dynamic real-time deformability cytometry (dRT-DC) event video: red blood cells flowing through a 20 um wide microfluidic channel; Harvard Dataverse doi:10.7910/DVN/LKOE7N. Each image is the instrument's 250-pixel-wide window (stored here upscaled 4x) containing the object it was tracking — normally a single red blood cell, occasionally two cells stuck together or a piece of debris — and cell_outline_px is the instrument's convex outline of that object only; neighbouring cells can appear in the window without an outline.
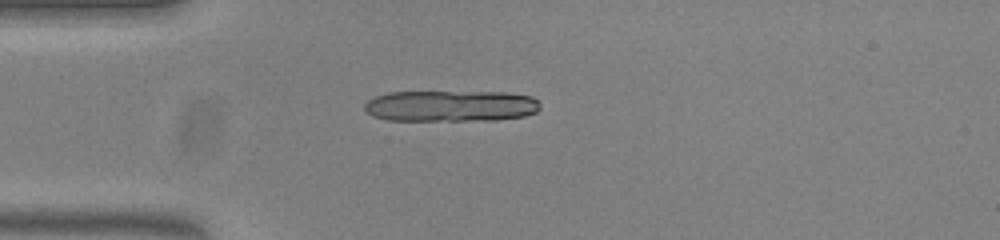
{"species": "common noctule bat (a hibernating species)", "species_latin": "Nyctalus noctula", "temperature_condition": "warm", "stored_images_in_passage": 40, "camera_frame_rate_fps": 3000, "um_per_image_px": 0.085, "animal": {"sex": "female", "body_mass_g": 23.0, "forearm_length_mm": 53.4}, "frame": {"image": 1, "passage_image": 1, "time_ms": 0.0, "image_size_px": [1000, 240], "cell_outline_px": [[540, 108], [536, 112], [524, 116], [496, 120], [388, 120], [372, 116], [364, 108], [364, 104], [368, 100], [376, 96], [388, 92], [508, 92], [532, 96], [540, 104]], "centroid_in_image_um": [38.33, 9.0], "position_along_channel_um": 46.7, "area_um2": 32.08}, "authors_computed_cell_mechanics": {"area_um2": 15.9528, "velocity_mm_per_s": 3.8303, "shape_relaxation_time_tau1_ms": null, "shape_relaxation_time_tau2_ms": 2.224, "deformation_change_tau1": null, "deformation_change_tau2": 0.0584}}